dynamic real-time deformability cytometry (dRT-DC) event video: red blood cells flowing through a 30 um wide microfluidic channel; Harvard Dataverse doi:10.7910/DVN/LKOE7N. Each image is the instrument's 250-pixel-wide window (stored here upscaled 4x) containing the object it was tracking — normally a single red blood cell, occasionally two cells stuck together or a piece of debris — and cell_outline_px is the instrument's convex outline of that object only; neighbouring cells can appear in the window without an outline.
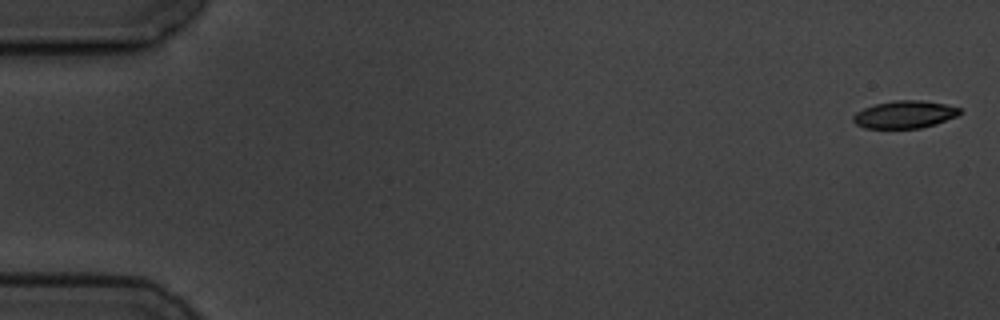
{"species": "common noctule bat (a hibernating species)", "species_latin": "Nyctalus noctula", "temperature_condition": "cold", "stored_images_in_passage": 6, "camera_frame_rate_fps": 3000, "um_per_image_px": 0.085, "animal": {"sex": "male", "body_mass_g": 19.5, "forearm_length_mm": 54.6}, "frame": {"image": 1, "passage_image": 1, "time_ms": 0.0, "image_size_px": [1000, 320], "cell_outline_px": [[960, 112], [956, 116], [936, 124], [920, 128], [864, 128], [856, 124], [852, 120], [852, 116], [856, 112], [864, 108], [876, 104], [896, 100], [920, 100], [944, 104], [960, 108]], "centroid_in_image_um": [76.86, 9.74], "position_along_channel_um": 8.1, "area_um2": 16.94}}
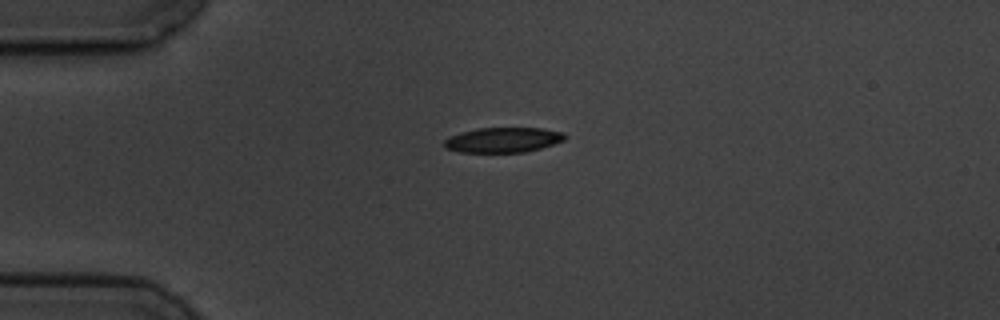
{"frame": {"image": 2, "passage_image": 4, "time_ms": 4.333, "image_size_px": [1000, 320], "cell_outline_px": [[568, 136], [564, 140], [540, 148], [524, 152], [460, 152], [444, 148], [444, 140], [448, 136], [460, 132], [476, 128], [544, 128], [564, 132]], "centroid_in_image_um": [42.74, 11.88], "position_along_channel_um": 42.3, "area_um2": 17.74}}
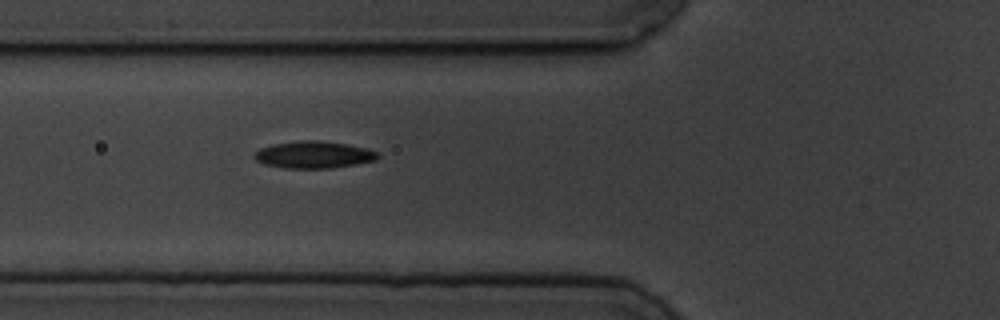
{"frame": {"image": 3, "passage_image": 6, "time_ms": 6.667, "image_size_px": [1000, 320], "cell_outline_px": [[380, 156], [376, 160], [356, 164], [332, 168], [284, 168], [264, 164], [256, 160], [252, 156], [260, 148], [272, 144], [300, 140], [316, 140], [348, 144], [368, 148], [380, 152]], "centroid_in_image_um": [26.69, 13.15], "position_along_channel_um": 99.1, "area_um2": 19.65}}